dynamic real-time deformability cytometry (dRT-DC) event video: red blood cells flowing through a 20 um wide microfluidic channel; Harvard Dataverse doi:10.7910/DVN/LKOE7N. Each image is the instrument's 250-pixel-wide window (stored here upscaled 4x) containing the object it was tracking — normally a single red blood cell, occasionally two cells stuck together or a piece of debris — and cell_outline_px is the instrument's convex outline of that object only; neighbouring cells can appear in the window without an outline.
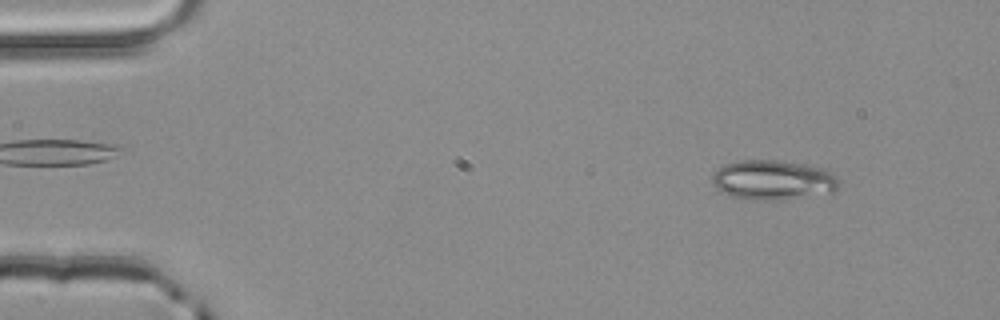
{"species": "common noctule bat (a hibernating species)", "species_latin": "Nyctalus noctula", "temperature_condition": "room temperature", "stored_images_in_passage": 4, "camera_frame_rate_fps": 3000, "um_per_image_px": 0.085, "animal": {"sex": "male", "body_mass_g": 20.4}, "frame": {"image": 1, "passage_image": 2, "time_ms": 0.333, "image_size_px": [1000, 320], "cell_outline_px": [[840, 184], [832, 192], [784, 200], [756, 200], [732, 196], [720, 192], [712, 184], [712, 176], [724, 164], [740, 160], [776, 160], [804, 164], [824, 168], [832, 172], [840, 180]], "centroid_in_image_um": [65.72, 15.3], "position_along_channel_um": 19.3, "area_um2": 29.48}}